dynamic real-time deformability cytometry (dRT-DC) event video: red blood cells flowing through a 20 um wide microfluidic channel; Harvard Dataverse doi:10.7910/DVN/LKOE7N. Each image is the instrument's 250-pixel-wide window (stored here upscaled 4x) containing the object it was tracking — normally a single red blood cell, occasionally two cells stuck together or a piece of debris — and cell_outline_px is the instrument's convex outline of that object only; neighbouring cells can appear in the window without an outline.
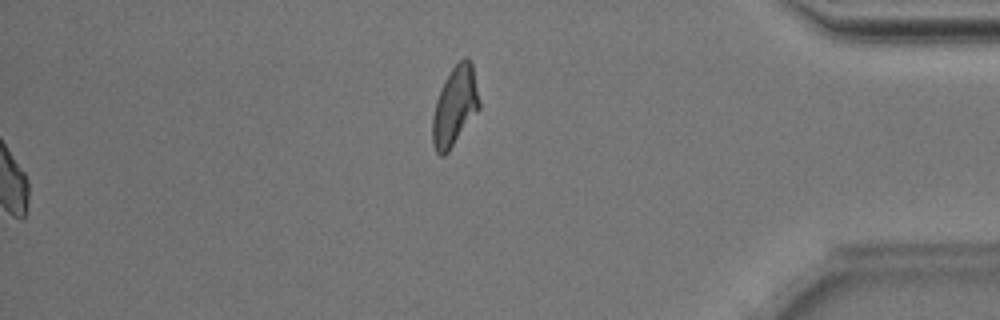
{"species": "Egyptian fruit bat (a non-hibernating species)", "species_latin": "Rousettus aegyptiacus", "temperature_condition": "room temperature", "stored_images_in_passage": 52, "segment_of_instrument_passage": [2, 2], "camera_frame_rate_fps": 3000, "um_per_image_px": 0.085, "animal": {"sex": "male"}, "frame": {"image": 1, "passage_image": 52, "time_ms": 17.0, "image_size_px": [1000, 320], "cell_outline_px": [[480, 108], [448, 152], [444, 156], [440, 156], [436, 152], [432, 144], [432, 116], [436, 100], [452, 68], [464, 56], [468, 56], [472, 60], [480, 104]], "centroid_in_image_um": [38.66, 9.03], "position_along_channel_um": 396.5, "area_um2": 21.5}}